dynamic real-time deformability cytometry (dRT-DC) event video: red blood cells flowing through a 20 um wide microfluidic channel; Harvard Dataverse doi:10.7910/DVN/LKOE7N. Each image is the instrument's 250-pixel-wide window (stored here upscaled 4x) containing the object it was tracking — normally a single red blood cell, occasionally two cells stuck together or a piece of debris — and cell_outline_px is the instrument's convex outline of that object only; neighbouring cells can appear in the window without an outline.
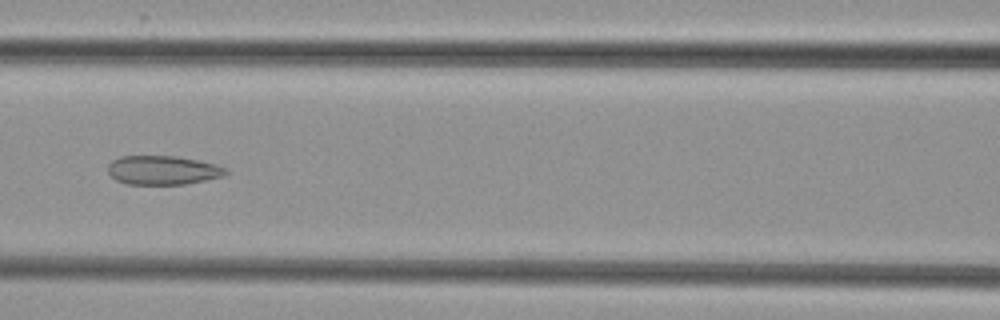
{"species": "common noctule bat (a hibernating species)", "species_latin": "Nyctalus noctula", "temperature_condition": "cold", "stored_images_in_passage": 6, "camera_frame_rate_fps": 3000, "um_per_image_px": 0.085, "animal": {"sex": "female", "body_mass_g": 29.2, "forearm_length_mm": 56.3}, "frame": {"image": 1, "passage_image": 3, "time_ms": 2.333, "image_size_px": [1000, 320], "cell_outline_px": [[228, 172], [224, 176], [184, 184], [128, 184], [116, 180], [108, 172], [108, 164], [112, 160], [120, 156], [176, 156], [200, 160], [216, 164], [228, 168]], "centroid_in_image_um": [13.86, 14.45], "position_along_channel_um": 152.7, "area_um2": 20.0}}
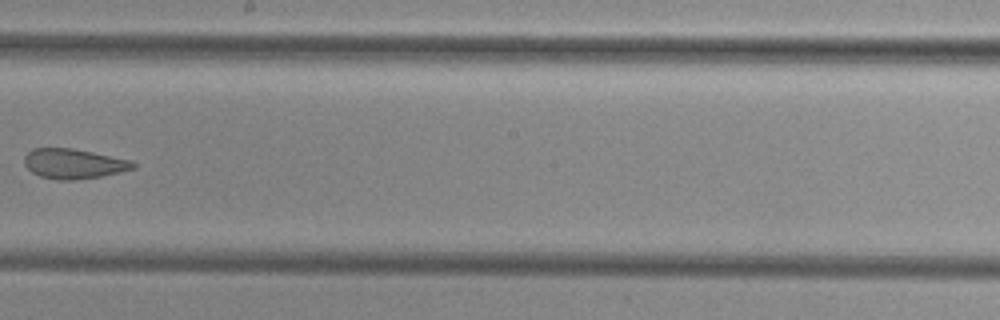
{"frame": {"image": 2, "passage_image": 5, "time_ms": 4.667, "image_size_px": [1000, 320], "cell_outline_px": [[136, 168], [120, 172], [100, 176], [76, 180], [56, 180], [40, 176], [32, 172], [24, 164], [24, 156], [32, 148], [72, 148], [132, 160], [136, 164]], "centroid_in_image_um": [6.26, 13.91], "position_along_channel_um": 241.9, "area_um2": 19.02}}
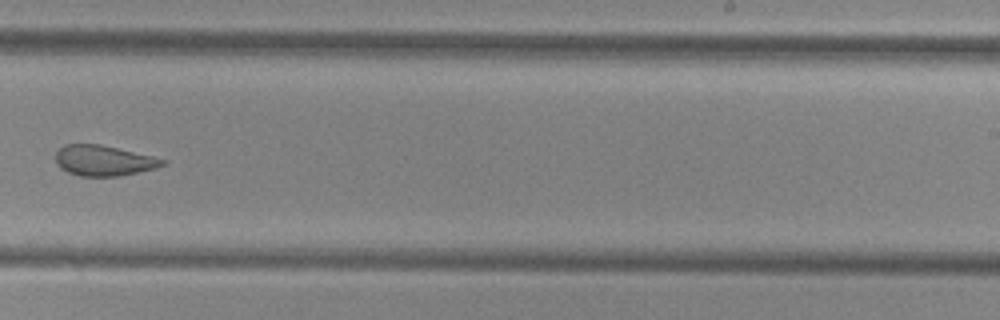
{"frame": {"image": 3, "passage_image": 6, "time_ms": 5.667, "image_size_px": [1000, 320], "cell_outline_px": [[168, 164], [156, 168], [116, 176], [80, 176], [68, 172], [60, 168], [56, 164], [56, 152], [64, 144], [100, 144], [152, 156], [168, 160]], "centroid_in_image_um": [8.82, 13.64], "position_along_channel_um": 280.2, "area_um2": 18.96}}